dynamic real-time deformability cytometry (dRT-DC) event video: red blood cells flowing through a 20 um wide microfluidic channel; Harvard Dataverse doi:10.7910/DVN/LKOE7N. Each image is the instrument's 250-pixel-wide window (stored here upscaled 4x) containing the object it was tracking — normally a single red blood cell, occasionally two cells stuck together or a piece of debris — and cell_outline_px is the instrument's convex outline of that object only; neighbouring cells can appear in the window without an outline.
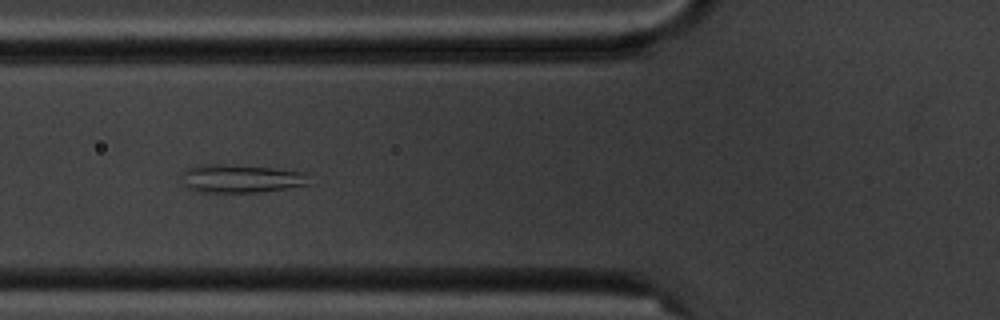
{"species": "common noctule bat (a hibernating species)", "species_latin": "Nyctalus noctula", "temperature_condition": "cold", "stored_images_in_passage": 8, "camera_frame_rate_fps": 3000, "um_per_image_px": 0.085, "animal": {"sex": "male", "body_mass_g": 20.1, "forearm_length_mm": 53.5}, "frame": {"image": 1, "passage_image": 7, "time_ms": 7.0, "image_size_px": [1000, 320], "cell_outline_px": [[312, 184], [260, 192], [204, 192], [188, 188], [184, 184], [180, 172], [184, 168], [196, 164], [224, 164], [272, 168], [304, 172]], "centroid_in_image_um": [20.42, 15.17], "position_along_channel_um": 105.4, "area_um2": 21.15}}